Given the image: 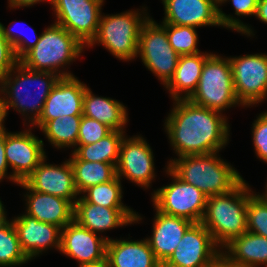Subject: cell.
I'll list each match as a JSON object with an SVG mask.
<instances>
[{
	"label": "cell",
	"mask_w": 267,
	"mask_h": 267,
	"mask_svg": "<svg viewBox=\"0 0 267 267\" xmlns=\"http://www.w3.org/2000/svg\"><path fill=\"white\" fill-rule=\"evenodd\" d=\"M173 104L164 125L179 157L219 153L226 146L229 125L221 112L196 105L189 99L174 100Z\"/></svg>",
	"instance_id": "cell-1"
},
{
	"label": "cell",
	"mask_w": 267,
	"mask_h": 267,
	"mask_svg": "<svg viewBox=\"0 0 267 267\" xmlns=\"http://www.w3.org/2000/svg\"><path fill=\"white\" fill-rule=\"evenodd\" d=\"M252 194L243 179L231 191L207 197L201 223L221 250L234 238L247 232V205Z\"/></svg>",
	"instance_id": "cell-2"
},
{
	"label": "cell",
	"mask_w": 267,
	"mask_h": 267,
	"mask_svg": "<svg viewBox=\"0 0 267 267\" xmlns=\"http://www.w3.org/2000/svg\"><path fill=\"white\" fill-rule=\"evenodd\" d=\"M12 72L14 74L17 72L16 75L13 74L15 77L12 76ZM59 78V75L51 72L27 69L19 62L7 75L0 79V94L5 93L1 95L3 96L1 100L4 116H7L10 107L16 109L22 116L25 115L26 118L31 114L28 119H30L32 127L40 117L45 100ZM33 83L39 90L33 93L34 97L31 94Z\"/></svg>",
	"instance_id": "cell-3"
},
{
	"label": "cell",
	"mask_w": 267,
	"mask_h": 267,
	"mask_svg": "<svg viewBox=\"0 0 267 267\" xmlns=\"http://www.w3.org/2000/svg\"><path fill=\"white\" fill-rule=\"evenodd\" d=\"M187 155L170 159L168 167L183 181L201 190L207 197L225 194L243 178L229 163L217 156Z\"/></svg>",
	"instance_id": "cell-4"
},
{
	"label": "cell",
	"mask_w": 267,
	"mask_h": 267,
	"mask_svg": "<svg viewBox=\"0 0 267 267\" xmlns=\"http://www.w3.org/2000/svg\"><path fill=\"white\" fill-rule=\"evenodd\" d=\"M84 47L86 46L74 35L54 22L42 32L39 42L19 62L33 71L51 72L60 77H70L74 75L59 68L75 61Z\"/></svg>",
	"instance_id": "cell-5"
},
{
	"label": "cell",
	"mask_w": 267,
	"mask_h": 267,
	"mask_svg": "<svg viewBox=\"0 0 267 267\" xmlns=\"http://www.w3.org/2000/svg\"><path fill=\"white\" fill-rule=\"evenodd\" d=\"M137 11L116 15H101L96 36L87 45L102 44L119 60L129 61L138 57L140 30L149 16Z\"/></svg>",
	"instance_id": "cell-6"
},
{
	"label": "cell",
	"mask_w": 267,
	"mask_h": 267,
	"mask_svg": "<svg viewBox=\"0 0 267 267\" xmlns=\"http://www.w3.org/2000/svg\"><path fill=\"white\" fill-rule=\"evenodd\" d=\"M189 100L221 113L240 104L234 90L229 58L212 53L205 60L197 89Z\"/></svg>",
	"instance_id": "cell-7"
},
{
	"label": "cell",
	"mask_w": 267,
	"mask_h": 267,
	"mask_svg": "<svg viewBox=\"0 0 267 267\" xmlns=\"http://www.w3.org/2000/svg\"><path fill=\"white\" fill-rule=\"evenodd\" d=\"M165 17L162 23L190 27L223 26L247 36L253 34L240 19L223 13L212 0H162Z\"/></svg>",
	"instance_id": "cell-8"
},
{
	"label": "cell",
	"mask_w": 267,
	"mask_h": 267,
	"mask_svg": "<svg viewBox=\"0 0 267 267\" xmlns=\"http://www.w3.org/2000/svg\"><path fill=\"white\" fill-rule=\"evenodd\" d=\"M166 173L174 181L154 191V207L164 214L200 223L204 216L207 196L195 186L180 179L168 166Z\"/></svg>",
	"instance_id": "cell-9"
},
{
	"label": "cell",
	"mask_w": 267,
	"mask_h": 267,
	"mask_svg": "<svg viewBox=\"0 0 267 267\" xmlns=\"http://www.w3.org/2000/svg\"><path fill=\"white\" fill-rule=\"evenodd\" d=\"M137 55L164 86L173 77L180 57L171 47L166 29L150 17L140 30Z\"/></svg>",
	"instance_id": "cell-10"
},
{
	"label": "cell",
	"mask_w": 267,
	"mask_h": 267,
	"mask_svg": "<svg viewBox=\"0 0 267 267\" xmlns=\"http://www.w3.org/2000/svg\"><path fill=\"white\" fill-rule=\"evenodd\" d=\"M221 251L204 225L193 223L162 267H219Z\"/></svg>",
	"instance_id": "cell-11"
},
{
	"label": "cell",
	"mask_w": 267,
	"mask_h": 267,
	"mask_svg": "<svg viewBox=\"0 0 267 267\" xmlns=\"http://www.w3.org/2000/svg\"><path fill=\"white\" fill-rule=\"evenodd\" d=\"M236 97L242 106L259 104L267 96V55L229 58Z\"/></svg>",
	"instance_id": "cell-12"
},
{
	"label": "cell",
	"mask_w": 267,
	"mask_h": 267,
	"mask_svg": "<svg viewBox=\"0 0 267 267\" xmlns=\"http://www.w3.org/2000/svg\"><path fill=\"white\" fill-rule=\"evenodd\" d=\"M104 0H53L55 23L87 46L96 36Z\"/></svg>",
	"instance_id": "cell-13"
},
{
	"label": "cell",
	"mask_w": 267,
	"mask_h": 267,
	"mask_svg": "<svg viewBox=\"0 0 267 267\" xmlns=\"http://www.w3.org/2000/svg\"><path fill=\"white\" fill-rule=\"evenodd\" d=\"M30 130L11 133L5 129V157L13 171L7 178L16 184L24 182L47 157L43 140H39Z\"/></svg>",
	"instance_id": "cell-14"
},
{
	"label": "cell",
	"mask_w": 267,
	"mask_h": 267,
	"mask_svg": "<svg viewBox=\"0 0 267 267\" xmlns=\"http://www.w3.org/2000/svg\"><path fill=\"white\" fill-rule=\"evenodd\" d=\"M154 156L150 145L141 136L122 139L116 176H124L138 186L148 188L151 186L154 174Z\"/></svg>",
	"instance_id": "cell-15"
},
{
	"label": "cell",
	"mask_w": 267,
	"mask_h": 267,
	"mask_svg": "<svg viewBox=\"0 0 267 267\" xmlns=\"http://www.w3.org/2000/svg\"><path fill=\"white\" fill-rule=\"evenodd\" d=\"M86 87L75 76L60 77L45 100L40 117L32 126L41 128L47 121L58 117L83 115Z\"/></svg>",
	"instance_id": "cell-16"
},
{
	"label": "cell",
	"mask_w": 267,
	"mask_h": 267,
	"mask_svg": "<svg viewBox=\"0 0 267 267\" xmlns=\"http://www.w3.org/2000/svg\"><path fill=\"white\" fill-rule=\"evenodd\" d=\"M108 240V237L97 236L73 219L61 229L60 252L77 260L79 266L95 264L106 258Z\"/></svg>",
	"instance_id": "cell-17"
},
{
	"label": "cell",
	"mask_w": 267,
	"mask_h": 267,
	"mask_svg": "<svg viewBox=\"0 0 267 267\" xmlns=\"http://www.w3.org/2000/svg\"><path fill=\"white\" fill-rule=\"evenodd\" d=\"M45 162L46 157L24 182L32 190L67 199L75 205L79 193L75 187L74 172L70 161L66 160L60 166Z\"/></svg>",
	"instance_id": "cell-18"
},
{
	"label": "cell",
	"mask_w": 267,
	"mask_h": 267,
	"mask_svg": "<svg viewBox=\"0 0 267 267\" xmlns=\"http://www.w3.org/2000/svg\"><path fill=\"white\" fill-rule=\"evenodd\" d=\"M12 222L17 231L21 249L29 260L51 247L60 251V227L38 221L27 214L15 217Z\"/></svg>",
	"instance_id": "cell-19"
},
{
	"label": "cell",
	"mask_w": 267,
	"mask_h": 267,
	"mask_svg": "<svg viewBox=\"0 0 267 267\" xmlns=\"http://www.w3.org/2000/svg\"><path fill=\"white\" fill-rule=\"evenodd\" d=\"M142 220L131 208H108L86 202L81 196L74 205V220L98 234Z\"/></svg>",
	"instance_id": "cell-20"
},
{
	"label": "cell",
	"mask_w": 267,
	"mask_h": 267,
	"mask_svg": "<svg viewBox=\"0 0 267 267\" xmlns=\"http://www.w3.org/2000/svg\"><path fill=\"white\" fill-rule=\"evenodd\" d=\"M18 184L29 191V194L24 195L27 215L61 229L74 219V205L69 200L32 190L25 182Z\"/></svg>",
	"instance_id": "cell-21"
},
{
	"label": "cell",
	"mask_w": 267,
	"mask_h": 267,
	"mask_svg": "<svg viewBox=\"0 0 267 267\" xmlns=\"http://www.w3.org/2000/svg\"><path fill=\"white\" fill-rule=\"evenodd\" d=\"M153 223L151 238H146L155 257L163 265L173 254L186 230L193 222L158 211Z\"/></svg>",
	"instance_id": "cell-22"
},
{
	"label": "cell",
	"mask_w": 267,
	"mask_h": 267,
	"mask_svg": "<svg viewBox=\"0 0 267 267\" xmlns=\"http://www.w3.org/2000/svg\"><path fill=\"white\" fill-rule=\"evenodd\" d=\"M225 249L227 251H222V265L224 267L267 265V238L264 236L245 232L234 238L225 246Z\"/></svg>",
	"instance_id": "cell-23"
},
{
	"label": "cell",
	"mask_w": 267,
	"mask_h": 267,
	"mask_svg": "<svg viewBox=\"0 0 267 267\" xmlns=\"http://www.w3.org/2000/svg\"><path fill=\"white\" fill-rule=\"evenodd\" d=\"M106 259L111 267H162L146 238L140 241L110 238Z\"/></svg>",
	"instance_id": "cell-24"
},
{
	"label": "cell",
	"mask_w": 267,
	"mask_h": 267,
	"mask_svg": "<svg viewBox=\"0 0 267 267\" xmlns=\"http://www.w3.org/2000/svg\"><path fill=\"white\" fill-rule=\"evenodd\" d=\"M210 55L206 52L180 55L174 75L165 85L173 100L189 99L192 96L197 89L205 60Z\"/></svg>",
	"instance_id": "cell-25"
},
{
	"label": "cell",
	"mask_w": 267,
	"mask_h": 267,
	"mask_svg": "<svg viewBox=\"0 0 267 267\" xmlns=\"http://www.w3.org/2000/svg\"><path fill=\"white\" fill-rule=\"evenodd\" d=\"M83 115L93 118L112 130L123 131L128 122L126 107L119 101L106 97H99L86 87L83 96Z\"/></svg>",
	"instance_id": "cell-26"
},
{
	"label": "cell",
	"mask_w": 267,
	"mask_h": 267,
	"mask_svg": "<svg viewBox=\"0 0 267 267\" xmlns=\"http://www.w3.org/2000/svg\"><path fill=\"white\" fill-rule=\"evenodd\" d=\"M125 131L112 130L99 141L88 145H76L69 160H85L113 164L116 167L120 145Z\"/></svg>",
	"instance_id": "cell-27"
},
{
	"label": "cell",
	"mask_w": 267,
	"mask_h": 267,
	"mask_svg": "<svg viewBox=\"0 0 267 267\" xmlns=\"http://www.w3.org/2000/svg\"><path fill=\"white\" fill-rule=\"evenodd\" d=\"M73 172L74 183L79 194L92 186L113 180L116 177V167L103 162L85 160H69Z\"/></svg>",
	"instance_id": "cell-28"
},
{
	"label": "cell",
	"mask_w": 267,
	"mask_h": 267,
	"mask_svg": "<svg viewBox=\"0 0 267 267\" xmlns=\"http://www.w3.org/2000/svg\"><path fill=\"white\" fill-rule=\"evenodd\" d=\"M82 115L63 116L47 121L40 130L55 148L75 147L77 145Z\"/></svg>",
	"instance_id": "cell-29"
},
{
	"label": "cell",
	"mask_w": 267,
	"mask_h": 267,
	"mask_svg": "<svg viewBox=\"0 0 267 267\" xmlns=\"http://www.w3.org/2000/svg\"><path fill=\"white\" fill-rule=\"evenodd\" d=\"M28 261L30 260L21 249L13 222L0 224V267L20 266Z\"/></svg>",
	"instance_id": "cell-30"
},
{
	"label": "cell",
	"mask_w": 267,
	"mask_h": 267,
	"mask_svg": "<svg viewBox=\"0 0 267 267\" xmlns=\"http://www.w3.org/2000/svg\"><path fill=\"white\" fill-rule=\"evenodd\" d=\"M121 179L113 180L87 188L81 196L86 202L108 208H129L122 201ZM85 193V194H84Z\"/></svg>",
	"instance_id": "cell-31"
},
{
	"label": "cell",
	"mask_w": 267,
	"mask_h": 267,
	"mask_svg": "<svg viewBox=\"0 0 267 267\" xmlns=\"http://www.w3.org/2000/svg\"><path fill=\"white\" fill-rule=\"evenodd\" d=\"M168 36L169 43L179 55H189L199 53L197 48L198 34L196 27L172 25L169 23L161 24Z\"/></svg>",
	"instance_id": "cell-32"
},
{
	"label": "cell",
	"mask_w": 267,
	"mask_h": 267,
	"mask_svg": "<svg viewBox=\"0 0 267 267\" xmlns=\"http://www.w3.org/2000/svg\"><path fill=\"white\" fill-rule=\"evenodd\" d=\"M247 232L267 238V196L253 194L247 205Z\"/></svg>",
	"instance_id": "cell-33"
},
{
	"label": "cell",
	"mask_w": 267,
	"mask_h": 267,
	"mask_svg": "<svg viewBox=\"0 0 267 267\" xmlns=\"http://www.w3.org/2000/svg\"><path fill=\"white\" fill-rule=\"evenodd\" d=\"M112 131L107 125L82 115L77 145L93 144Z\"/></svg>",
	"instance_id": "cell-34"
},
{
	"label": "cell",
	"mask_w": 267,
	"mask_h": 267,
	"mask_svg": "<svg viewBox=\"0 0 267 267\" xmlns=\"http://www.w3.org/2000/svg\"><path fill=\"white\" fill-rule=\"evenodd\" d=\"M252 127L255 153L258 158L267 163V111L259 114Z\"/></svg>",
	"instance_id": "cell-35"
},
{
	"label": "cell",
	"mask_w": 267,
	"mask_h": 267,
	"mask_svg": "<svg viewBox=\"0 0 267 267\" xmlns=\"http://www.w3.org/2000/svg\"><path fill=\"white\" fill-rule=\"evenodd\" d=\"M0 30L2 31L3 36L11 43L16 58L20 60L28 51H30L40 40L41 34L37 36L33 42L30 39H27L26 37L23 38V36L15 34L13 29L11 27L6 28L1 22H0ZM33 32L35 33V30L33 29ZM22 34V33H21Z\"/></svg>",
	"instance_id": "cell-36"
},
{
	"label": "cell",
	"mask_w": 267,
	"mask_h": 267,
	"mask_svg": "<svg viewBox=\"0 0 267 267\" xmlns=\"http://www.w3.org/2000/svg\"><path fill=\"white\" fill-rule=\"evenodd\" d=\"M18 63L19 60L16 58L11 43L0 30V79L7 75Z\"/></svg>",
	"instance_id": "cell-37"
},
{
	"label": "cell",
	"mask_w": 267,
	"mask_h": 267,
	"mask_svg": "<svg viewBox=\"0 0 267 267\" xmlns=\"http://www.w3.org/2000/svg\"><path fill=\"white\" fill-rule=\"evenodd\" d=\"M225 0L223 3L227 2ZM235 9V14L237 16H249L254 15L257 10V5L259 0H229Z\"/></svg>",
	"instance_id": "cell-38"
},
{
	"label": "cell",
	"mask_w": 267,
	"mask_h": 267,
	"mask_svg": "<svg viewBox=\"0 0 267 267\" xmlns=\"http://www.w3.org/2000/svg\"><path fill=\"white\" fill-rule=\"evenodd\" d=\"M8 164L5 157V129L0 132V182L7 175Z\"/></svg>",
	"instance_id": "cell-39"
},
{
	"label": "cell",
	"mask_w": 267,
	"mask_h": 267,
	"mask_svg": "<svg viewBox=\"0 0 267 267\" xmlns=\"http://www.w3.org/2000/svg\"><path fill=\"white\" fill-rule=\"evenodd\" d=\"M255 16L260 21L267 24V0H259Z\"/></svg>",
	"instance_id": "cell-40"
},
{
	"label": "cell",
	"mask_w": 267,
	"mask_h": 267,
	"mask_svg": "<svg viewBox=\"0 0 267 267\" xmlns=\"http://www.w3.org/2000/svg\"><path fill=\"white\" fill-rule=\"evenodd\" d=\"M43 1H49V3L52 5L53 0H9L8 3L10 8H17V7L33 6V4L40 3Z\"/></svg>",
	"instance_id": "cell-41"
},
{
	"label": "cell",
	"mask_w": 267,
	"mask_h": 267,
	"mask_svg": "<svg viewBox=\"0 0 267 267\" xmlns=\"http://www.w3.org/2000/svg\"><path fill=\"white\" fill-rule=\"evenodd\" d=\"M79 267H111L109 261L105 258L103 261L95 264H87Z\"/></svg>",
	"instance_id": "cell-42"
},
{
	"label": "cell",
	"mask_w": 267,
	"mask_h": 267,
	"mask_svg": "<svg viewBox=\"0 0 267 267\" xmlns=\"http://www.w3.org/2000/svg\"><path fill=\"white\" fill-rule=\"evenodd\" d=\"M5 116L3 112V106H2V100H1V95H0V132L5 129V126L3 125Z\"/></svg>",
	"instance_id": "cell-43"
},
{
	"label": "cell",
	"mask_w": 267,
	"mask_h": 267,
	"mask_svg": "<svg viewBox=\"0 0 267 267\" xmlns=\"http://www.w3.org/2000/svg\"><path fill=\"white\" fill-rule=\"evenodd\" d=\"M6 213H5V210H4V206L0 200V224H3L9 220L6 219Z\"/></svg>",
	"instance_id": "cell-44"
},
{
	"label": "cell",
	"mask_w": 267,
	"mask_h": 267,
	"mask_svg": "<svg viewBox=\"0 0 267 267\" xmlns=\"http://www.w3.org/2000/svg\"><path fill=\"white\" fill-rule=\"evenodd\" d=\"M218 7L222 5L225 0H212ZM221 4V5H220Z\"/></svg>",
	"instance_id": "cell-45"
},
{
	"label": "cell",
	"mask_w": 267,
	"mask_h": 267,
	"mask_svg": "<svg viewBox=\"0 0 267 267\" xmlns=\"http://www.w3.org/2000/svg\"><path fill=\"white\" fill-rule=\"evenodd\" d=\"M265 188H266L265 195L267 196V183H266V187Z\"/></svg>",
	"instance_id": "cell-46"
}]
</instances>
